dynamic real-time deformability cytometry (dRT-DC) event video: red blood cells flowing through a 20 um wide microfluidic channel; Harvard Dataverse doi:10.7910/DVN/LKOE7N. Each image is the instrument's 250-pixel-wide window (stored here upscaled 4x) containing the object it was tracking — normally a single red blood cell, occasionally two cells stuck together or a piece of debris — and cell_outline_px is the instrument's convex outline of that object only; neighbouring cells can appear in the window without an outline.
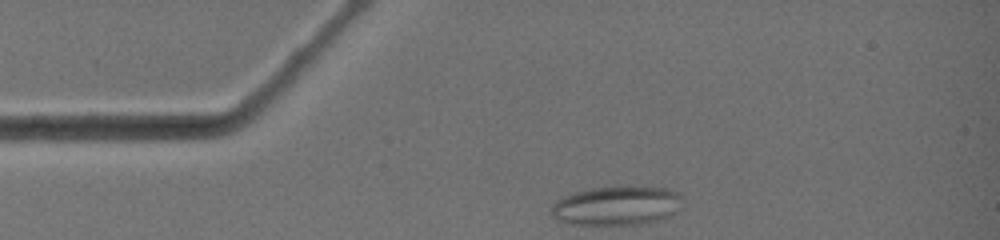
{"species": "common noctule bat (a hibernating species)", "species_latin": "Nyctalus noctula", "temperature_condition": "warm", "stored_images_in_passage": 2, "camera_frame_rate_fps": 3000, "um_per_image_px": 0.085, "animal": {"sex": "female", "body_mass_g": 19.0, "forearm_length_mm": 51.5}, "frame": {"image": 1, "passage_image": 2, "time_ms": 0.333, "image_size_px": [1000, 240], "cell_outline_px": [[684, 200], [672, 216], [640, 224], [568, 224], [556, 220], [548, 212], [552, 204], [556, 200], [572, 192], [592, 188], [624, 184], [628, 184], [668, 188], [680, 192], [684, 196]], "centroid_in_image_um": [52.43, 17.44], "position_along_channel_um": 32.6, "area_um2": 31.04}}